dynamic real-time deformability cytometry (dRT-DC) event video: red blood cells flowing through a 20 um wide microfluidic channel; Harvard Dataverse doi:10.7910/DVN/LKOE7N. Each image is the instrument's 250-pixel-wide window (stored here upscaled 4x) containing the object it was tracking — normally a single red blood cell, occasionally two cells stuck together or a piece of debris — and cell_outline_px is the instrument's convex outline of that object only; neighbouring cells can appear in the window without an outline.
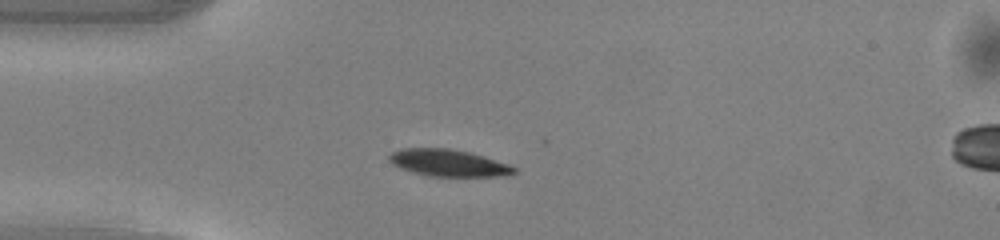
{"species": "common noctule bat (a hibernating species)", "species_latin": "Nyctalus noctula", "temperature_condition": "warm", "stored_images_in_passage": 11, "camera_frame_rate_fps": 3000, "um_per_image_px": 0.085, "animal": {"sex": "male", "body_mass_g": 13.0, "forearm_length_mm": 53.1}, "frame": {"image": 1, "passage_image": 1, "time_ms": 0.0, "image_size_px": [1000, 240], "cell_outline_px": [[520, 172], [512, 176], [432, 176], [400, 168], [392, 164], [388, 160], [388, 156], [392, 152], [400, 148], [448, 148], [472, 152], [512, 164]], "centroid_in_image_um": [38.22, 13.84], "position_along_channel_um": 46.8, "area_um2": 20.0}}
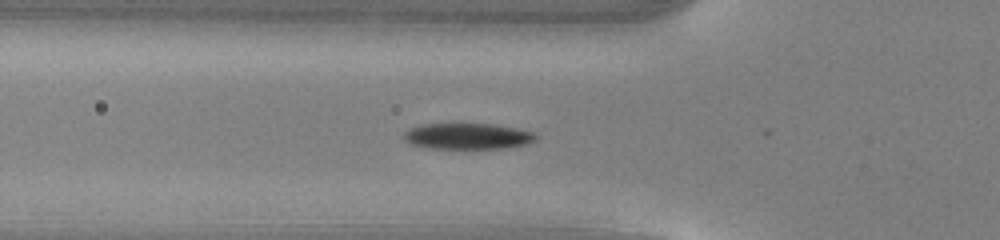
{"frame": {"image": 2, "passage_image": 5, "time_ms": 1.333, "image_size_px": [1000, 240], "cell_outline_px": [[540, 136], [536, 140], [528, 144], [504, 148], [428, 148], [412, 144], [404, 140], [404, 132], [412, 128], [424, 124], [492, 124], [516, 128], [532, 132]], "centroid_in_image_um": [39.8, 11.58], "position_along_channel_um": 86.0, "area_um2": 19.88}}
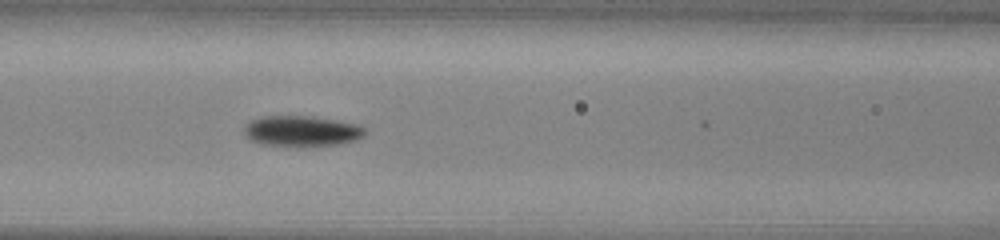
{"frame": {"image": 3, "passage_image": 9, "time_ms": 2.667, "image_size_px": [1000, 240], "cell_outline_px": [[364, 132], [356, 140], [340, 144], [308, 148], [296, 148], [260, 144], [244, 136], [244, 128], [252, 120], [264, 116], [304, 116], [332, 120], [352, 124], [364, 128]], "centroid_in_image_um": [25.56, 11.19], "position_along_channel_um": 141.0, "area_um2": 21.68}}